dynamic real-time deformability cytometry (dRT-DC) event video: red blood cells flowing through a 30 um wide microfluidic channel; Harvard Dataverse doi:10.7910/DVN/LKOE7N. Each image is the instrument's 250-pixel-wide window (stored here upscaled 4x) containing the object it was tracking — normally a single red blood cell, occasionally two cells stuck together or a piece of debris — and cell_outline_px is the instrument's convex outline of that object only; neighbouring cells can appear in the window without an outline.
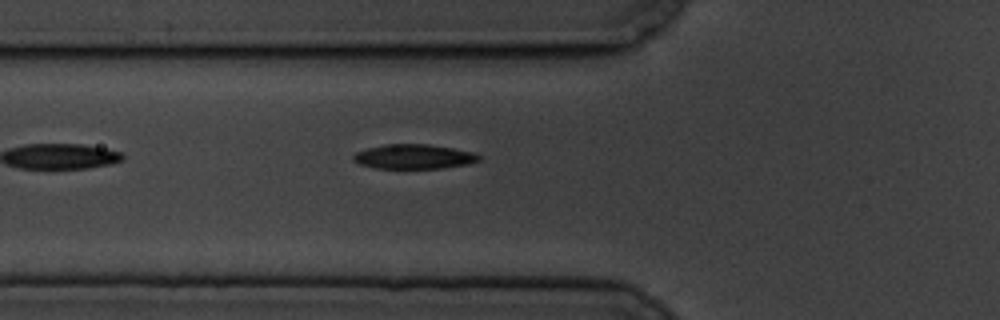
{"species": "common noctule bat (a hibernating species)", "species_latin": "Nyctalus noctula", "temperature_condition": "cold", "stored_images_in_passage": 6, "camera_frame_rate_fps": 3000, "um_per_image_px": 0.085, "animal": {"sex": "male", "body_mass_g": 19.5, "forearm_length_mm": 54.6}, "frame": {"image": 1, "passage_image": 6, "time_ms": 6.667, "image_size_px": [1000, 320], "cell_outline_px": [[480, 160], [468, 164], [440, 168], [376, 168], [360, 164], [352, 160], [352, 156], [356, 152], [368, 148], [384, 144], [428, 144], [452, 148], [472, 152], [480, 156]], "centroid_in_image_um": [35.15, 13.31], "position_along_channel_um": 90.7, "area_um2": 17.86}}